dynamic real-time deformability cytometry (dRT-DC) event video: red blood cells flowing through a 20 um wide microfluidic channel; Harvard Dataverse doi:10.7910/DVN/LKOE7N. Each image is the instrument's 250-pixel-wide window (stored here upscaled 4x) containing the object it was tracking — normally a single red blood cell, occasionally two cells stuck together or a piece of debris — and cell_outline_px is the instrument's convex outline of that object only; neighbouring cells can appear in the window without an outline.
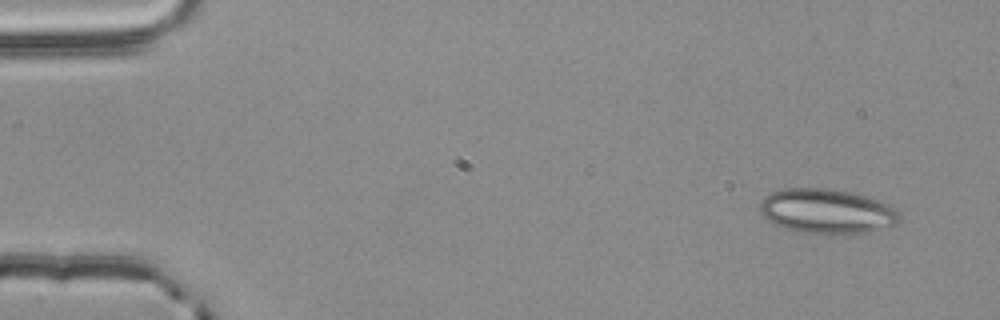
{"species": "common noctule bat (a hibernating species)", "species_latin": "Nyctalus noctula", "temperature_condition": "room temperature", "stored_images_in_passage": 3, "camera_frame_rate_fps": 3000, "um_per_image_px": 0.085, "animal": {"sex": "male", "body_mass_g": 20.4}, "frame": {"image": 1, "passage_image": 1, "time_ms": 0.0, "image_size_px": [1000, 320], "cell_outline_px": [[904, 212], [900, 220], [896, 224], [864, 232], [792, 232], [776, 224], [764, 216], [760, 212], [760, 204], [764, 196], [772, 192], [784, 188], [824, 188], [852, 192], [868, 196], [888, 204]], "centroid_in_image_um": [70.31, 17.92], "position_along_channel_um": 14.7, "area_um2": 36.07}}